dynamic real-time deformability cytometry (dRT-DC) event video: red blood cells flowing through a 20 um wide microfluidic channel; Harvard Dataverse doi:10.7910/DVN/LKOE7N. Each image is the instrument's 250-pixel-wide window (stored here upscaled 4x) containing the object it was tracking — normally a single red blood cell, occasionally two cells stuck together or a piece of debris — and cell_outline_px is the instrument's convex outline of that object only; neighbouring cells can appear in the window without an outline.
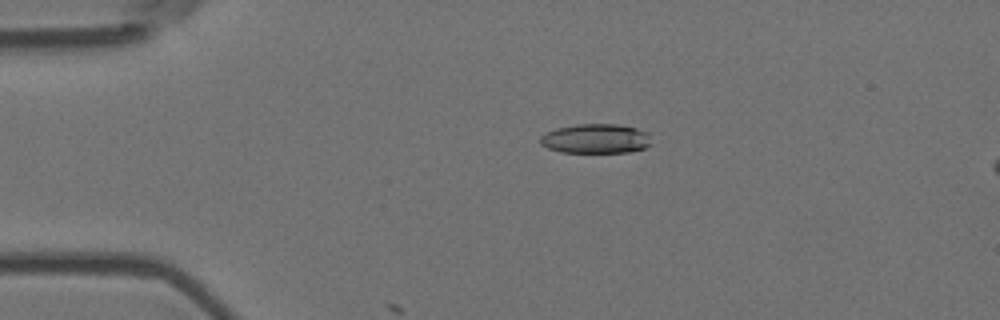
{"species": "Egyptian fruit bat (a non-hibernating species)", "species_latin": "Rousettus aegyptiacus", "temperature_condition": "room temperature", "stored_images_in_passage": 5, "camera_frame_rate_fps": 3000, "um_per_image_px": 0.085, "animal": {"sex": "female"}, "frame": {"image": 1, "passage_image": 2, "time_ms": 0.333, "image_size_px": [1000, 320], "cell_outline_px": [[652, 144], [644, 148], [628, 152], [560, 152], [548, 148], [540, 144], [540, 136], [556, 128], [576, 124], [616, 124], [636, 128], [648, 132]], "centroid_in_image_um": [50.65, 11.78], "position_along_channel_um": 34.4, "area_um2": 19.13}}
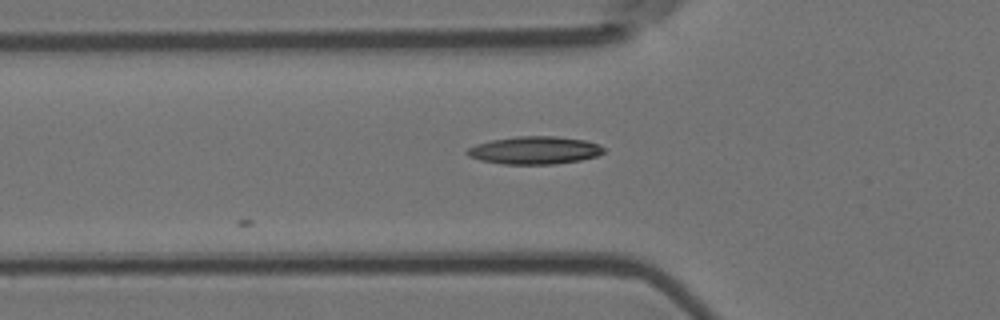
{"frame": {"image": 2, "passage_image": 4, "time_ms": 1.0, "image_size_px": [1000, 320], "cell_outline_px": [[604, 152], [596, 156], [580, 160], [552, 164], [504, 164], [480, 160], [468, 156], [464, 152], [468, 148], [476, 144], [492, 140], [516, 136], [556, 136], [584, 140], [600, 144], [604, 148]], "centroid_in_image_um": [45.43, 12.77], "position_along_channel_um": 80.4, "area_um2": 22.08}}
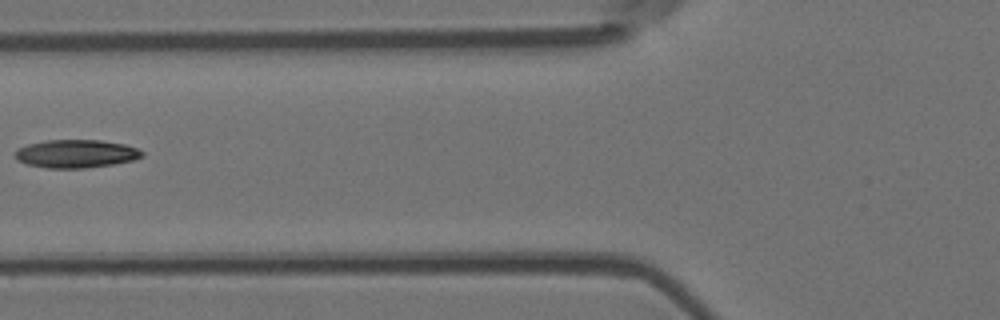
{"frame": {"image": 3, "passage_image": 5, "time_ms": 1.333, "image_size_px": [1000, 320], "cell_outline_px": [[144, 156], [132, 160], [112, 164], [84, 168], [48, 168], [28, 164], [16, 160], [12, 152], [28, 144], [48, 140], [100, 140], [124, 144], [136, 148], [144, 152]], "centroid_in_image_um": [6.44, 13.06], "position_along_channel_um": 119.4, "area_um2": 20.75}}